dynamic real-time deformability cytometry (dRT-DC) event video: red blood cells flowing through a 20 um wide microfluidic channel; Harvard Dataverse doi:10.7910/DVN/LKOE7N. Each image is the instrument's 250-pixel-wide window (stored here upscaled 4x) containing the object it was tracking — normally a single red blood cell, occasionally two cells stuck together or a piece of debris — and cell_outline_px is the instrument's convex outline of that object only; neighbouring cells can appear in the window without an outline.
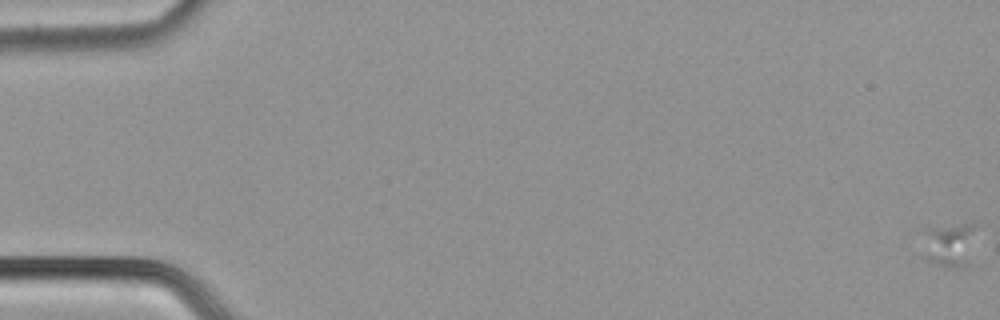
{"species": "common noctule bat (a hibernating species)", "species_latin": "Nyctalus noctula", "temperature_condition": "cold", "stored_images_in_passage": 55, "camera_frame_rate_fps": 3000, "um_per_image_px": 0.085, "animal": {"sex": "male", "body_mass_g": 21.5, "forearm_length_mm": 52.0}, "frame": {"image": 1, "passage_image": 1, "time_ms": 0.0, "image_size_px": [1000, 320], "cell_outline_px": [[976, 224], [972, 264], [936, 264], [928, 260], [928, 228], [960, 224]], "centroid_in_image_um": [80.89, 20.76], "position_along_channel_um": 4.1, "area_um2": 12.72}}
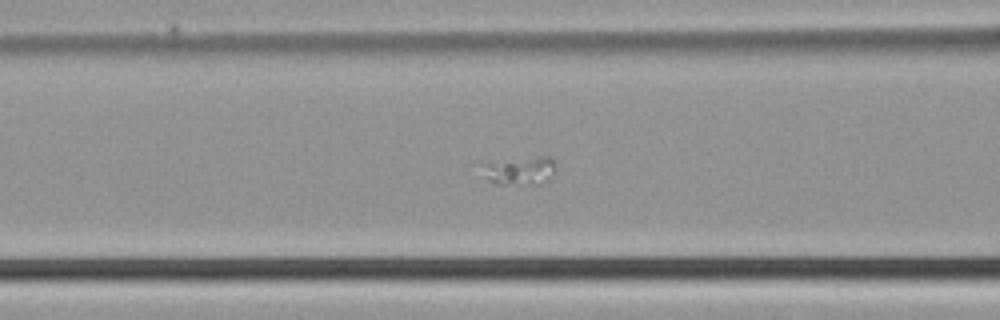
{"frame": {"image": 2, "passage_image": 24, "time_ms": 7.667, "image_size_px": [1000, 320], "cell_outline_px": [[556, 164], [552, 172], [540, 184], [500, 184], [488, 180], [480, 160], [544, 156], [548, 156]], "centroid_in_image_um": [44.08, 14.45], "position_along_channel_um": 122.5, "area_um2": 12.25}}
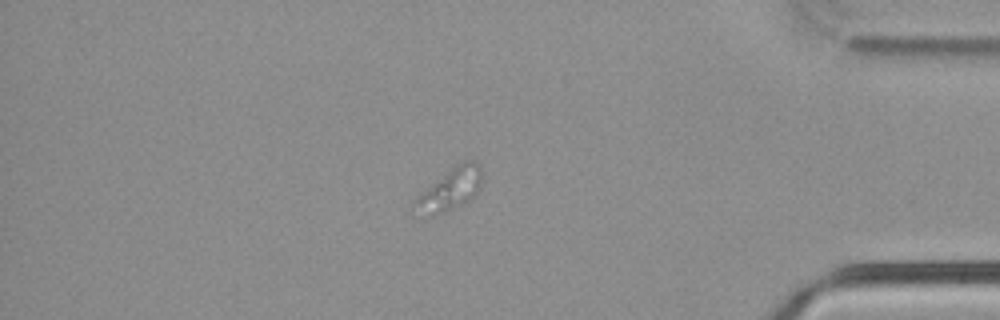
{"frame": {"image": 3, "passage_image": 47, "time_ms": 15.333, "image_size_px": [1000, 320], "cell_outline_px": [[480, 184], [476, 192], [472, 196], [444, 212], [432, 216], [416, 200], [416, 196], [456, 164], [464, 160], [472, 160], [480, 164]], "centroid_in_image_um": [38.36, 15.97], "position_along_channel_um": 396.8, "area_um2": 14.91}}